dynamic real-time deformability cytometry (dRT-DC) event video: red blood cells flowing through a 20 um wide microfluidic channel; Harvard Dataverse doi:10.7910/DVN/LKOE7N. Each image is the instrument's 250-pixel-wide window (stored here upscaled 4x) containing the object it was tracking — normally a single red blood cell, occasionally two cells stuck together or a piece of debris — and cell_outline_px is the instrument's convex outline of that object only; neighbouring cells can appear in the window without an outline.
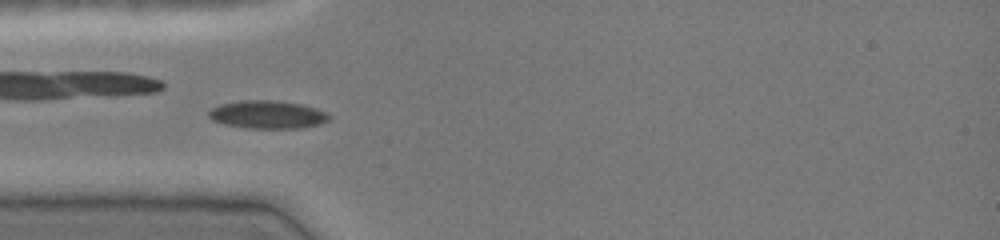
{"species": "common noctule bat (a hibernating species)", "species_latin": "Nyctalus noctula", "temperature_condition": "cold", "stored_images_in_passage": 46, "camera_frame_rate_fps": 3000, "um_per_image_px": 0.085, "animal": {"sex": "female", "body_mass_g": 19.0, "forearm_length_mm": 51.5}, "frame": {"image": 1, "passage_image": 14, "time_ms": 4.333, "image_size_px": [1000, 240], "cell_outline_px": [[332, 116], [328, 120], [320, 124], [300, 128], [244, 128], [224, 124], [212, 120], [208, 116], [208, 112], [212, 108], [220, 104], [240, 100], [272, 100], [300, 104], [316, 108]], "centroid_in_image_um": [22.71, 9.74], "position_along_channel_um": 62.3, "area_um2": 19.65}, "authors_computed_cell_mechanics": {"area_um2": 18.1781, "velocity_mm_per_s": 4.0474, "shape_relaxation_time_tau1_ms": 4.6116, "shape_relaxation_time_tau2_ms": null, "deformation_change_tau1": 0.1093, "deformation_change_tau2": null}}